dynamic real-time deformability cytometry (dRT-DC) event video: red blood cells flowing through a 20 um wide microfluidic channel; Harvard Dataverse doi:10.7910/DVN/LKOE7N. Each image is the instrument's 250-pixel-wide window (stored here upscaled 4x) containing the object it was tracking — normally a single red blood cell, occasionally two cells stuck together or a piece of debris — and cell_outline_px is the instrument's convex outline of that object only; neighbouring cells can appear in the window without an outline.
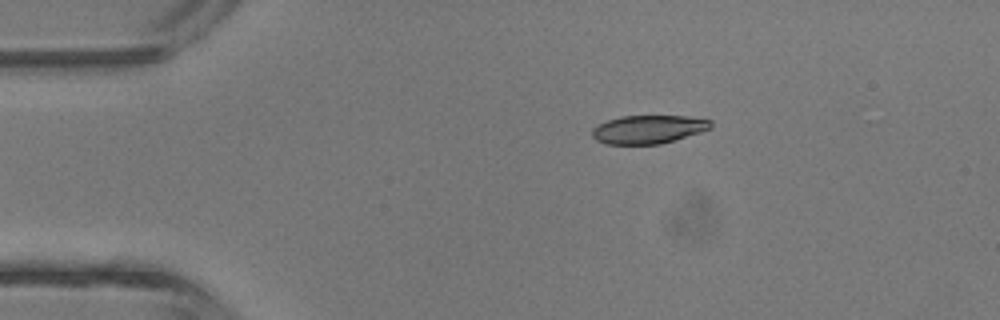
{"species": "common noctule bat (a hibernating species)", "species_latin": "Nyctalus noctula", "temperature_condition": "room temperature", "stored_images_in_passage": 3, "camera_frame_rate_fps": 3000, "um_per_image_px": 0.085, "animal": {"sex": "male", "body_mass_g": 13.3}, "frame": {"image": 1, "passage_image": 2, "time_ms": 2.0, "image_size_px": [1000, 320], "cell_outline_px": [[712, 128], [700, 132], [660, 144], [604, 144], [596, 140], [592, 136], [592, 128], [608, 120], [620, 116], [688, 116], [712, 120]], "centroid_in_image_um": [55.11, 10.99], "position_along_channel_um": 29.9, "area_um2": 19.59}}